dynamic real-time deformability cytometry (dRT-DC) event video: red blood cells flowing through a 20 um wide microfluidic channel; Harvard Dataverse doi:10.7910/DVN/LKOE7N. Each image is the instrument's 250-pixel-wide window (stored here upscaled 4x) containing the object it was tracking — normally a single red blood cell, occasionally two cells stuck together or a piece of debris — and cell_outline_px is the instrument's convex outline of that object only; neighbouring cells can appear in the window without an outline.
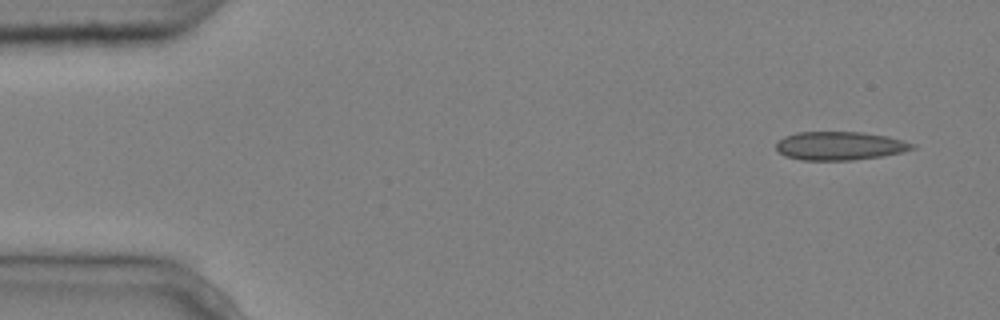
{"species": "common noctule bat (a hibernating species)", "species_latin": "Nyctalus noctula", "temperature_condition": "cold", "stored_images_in_passage": 3, "camera_frame_rate_fps": 3000, "um_per_image_px": 0.085, "animal": {"sex": "male", "body_mass_g": 20.4}, "frame": {"image": 1, "passage_image": 1, "time_ms": 0.0, "image_size_px": [1000, 320], "cell_outline_px": [[916, 148], [900, 152], [880, 156], [852, 160], [800, 160], [784, 156], [776, 148], [776, 144], [784, 136], [796, 132], [864, 132], [888, 136], [904, 140], [916, 144]], "centroid_in_image_um": [71.39, 12.39], "position_along_channel_um": 13.6, "area_um2": 22.66}}
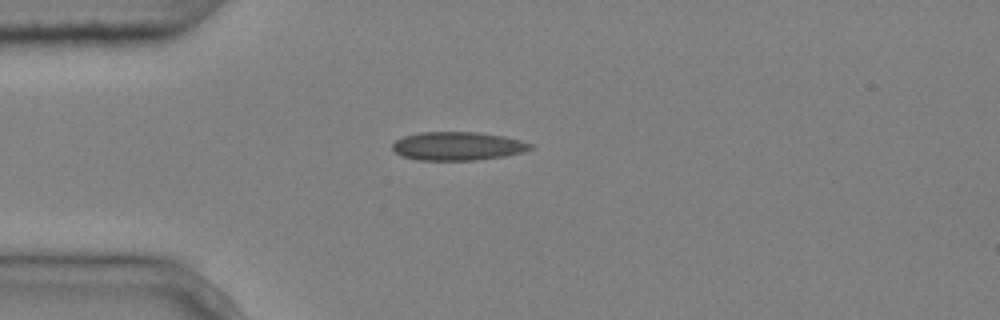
{"frame": {"image": 2, "passage_image": 3, "time_ms": 0.667, "image_size_px": [1000, 320], "cell_outline_px": [[536, 148], [524, 152], [504, 156], [476, 160], [416, 160], [400, 156], [392, 148], [392, 144], [396, 140], [404, 136], [420, 132], [476, 132], [504, 136], [536, 144]], "centroid_in_image_um": [38.95, 12.42], "position_along_channel_um": 46.1, "area_um2": 23.18}}